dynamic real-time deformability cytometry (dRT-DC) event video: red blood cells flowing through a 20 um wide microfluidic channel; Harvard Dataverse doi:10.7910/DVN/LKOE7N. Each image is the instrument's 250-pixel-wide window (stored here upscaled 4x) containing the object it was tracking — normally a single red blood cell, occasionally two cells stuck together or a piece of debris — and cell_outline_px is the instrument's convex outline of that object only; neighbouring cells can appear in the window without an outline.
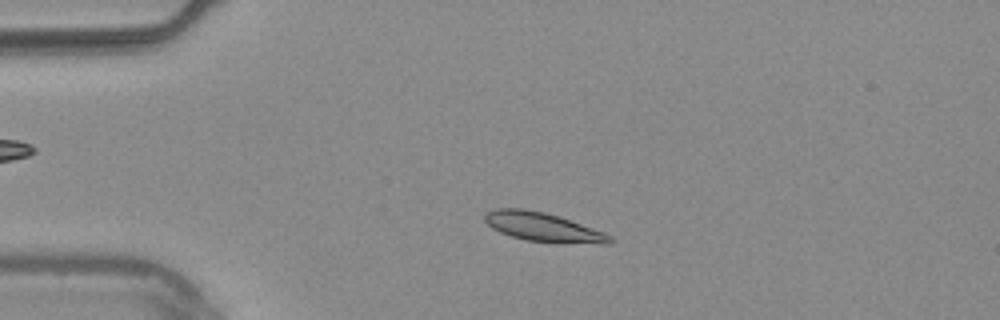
{"species": "common noctule bat (a hibernating species)", "species_latin": "Nyctalus noctula", "temperature_condition": "warm", "stored_images_in_passage": 25, "camera_frame_rate_fps": 3000, "um_per_image_px": 0.085, "animal": {"sex": "male", "body_mass_g": 20.4}, "frame": {"image": 1, "passage_image": 11, "time_ms": 3.333, "image_size_px": [1000, 320], "cell_outline_px": [[616, 240], [612, 244], [600, 244], [528, 240], [512, 236], [500, 232], [492, 228], [484, 220], [484, 212], [496, 208], [524, 208], [544, 212], [560, 216], [604, 232], [612, 236]], "centroid_in_image_um": [46.18, 19.28], "position_along_channel_um": 38.8, "area_um2": 21.1}}
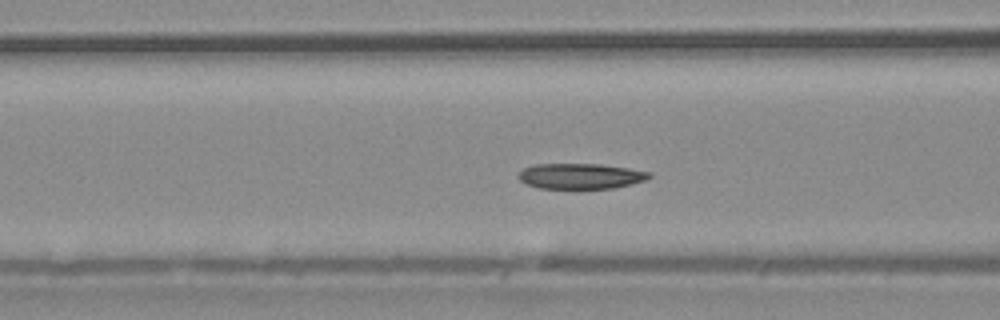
{"frame": {"image": 2, "passage_image": 20, "time_ms": 6.333, "image_size_px": [1000, 320], "cell_outline_px": [[652, 176], [644, 180], [632, 184], [616, 188], [540, 188], [524, 184], [516, 176], [524, 168], [536, 164], [600, 164], [628, 168], [652, 172]], "centroid_in_image_um": [49.35, 14.97], "position_along_channel_um": 117.3, "area_um2": 19.48}}
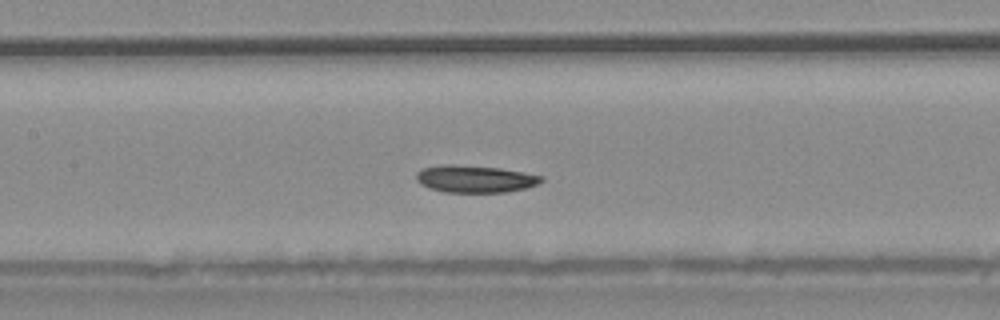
{"frame": {"image": 3, "passage_image": 24, "time_ms": 7.667, "image_size_px": [1000, 320], "cell_outline_px": [[544, 180], [540, 184], [528, 188], [508, 192], [444, 192], [428, 188], [420, 184], [416, 180], [416, 172], [424, 168], [444, 164], [452, 164], [500, 168], [524, 172], [544, 176]], "centroid_in_image_um": [40.41, 15.21], "position_along_channel_um": 167.0, "area_um2": 20.11}}